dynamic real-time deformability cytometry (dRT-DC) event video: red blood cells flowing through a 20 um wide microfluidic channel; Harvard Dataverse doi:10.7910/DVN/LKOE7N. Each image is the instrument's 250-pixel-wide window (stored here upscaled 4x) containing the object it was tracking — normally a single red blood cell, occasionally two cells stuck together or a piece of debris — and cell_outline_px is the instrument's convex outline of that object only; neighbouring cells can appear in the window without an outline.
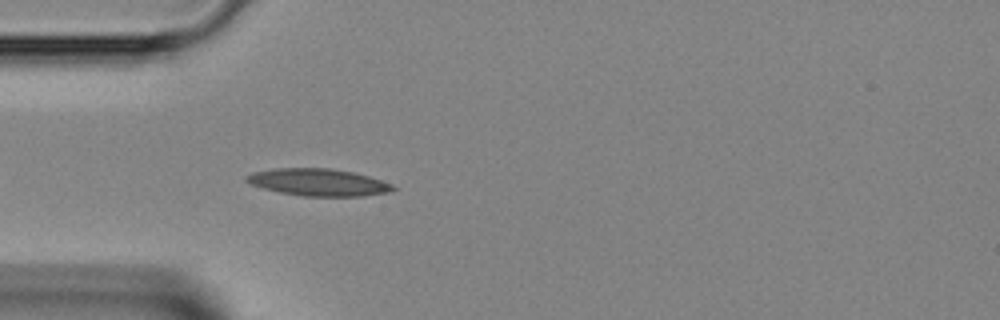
{"species": "Egyptian fruit bat (a non-hibernating species)", "species_latin": "Rousettus aegyptiacus", "temperature_condition": "room temperature", "stored_images_in_passage": 15, "camera_frame_rate_fps": 3000, "um_per_image_px": 0.085, "animal": {"sex": "female"}, "frame": {"image": 1, "passage_image": 4, "time_ms": 1.0, "image_size_px": [1000, 320], "cell_outline_px": [[396, 188], [388, 192], [364, 196], [304, 196], [280, 192], [264, 188], [252, 184], [244, 180], [244, 176], [252, 172], [272, 168], [328, 168], [352, 172], [368, 176], [392, 184]], "centroid_in_image_um": [27.02, 15.49], "position_along_channel_um": 58.0, "area_um2": 23.06}}
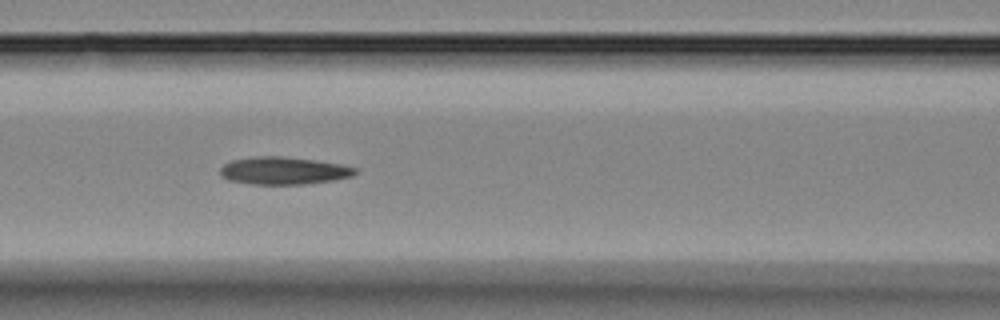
{"frame": {"image": 2, "passage_image": 10, "time_ms": 3.0, "image_size_px": [1000, 320], "cell_outline_px": [[356, 172], [352, 176], [332, 180], [304, 184], [252, 184], [228, 180], [220, 176], [220, 168], [224, 164], [232, 160], [256, 156], [280, 156], [344, 164], [356, 168]], "centroid_in_image_um": [24.08, 14.51], "position_along_channel_um": 142.5, "area_um2": 21.56}}
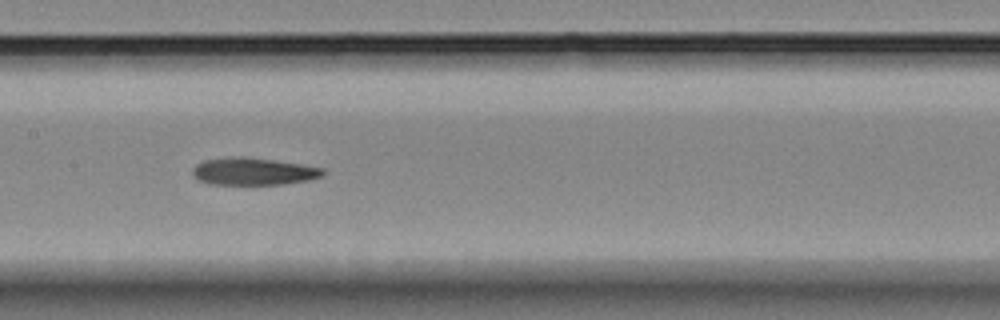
{"frame": {"image": 3, "passage_image": 13, "time_ms": 4.0, "image_size_px": [1000, 320], "cell_outline_px": [[324, 176], [308, 180], [284, 184], [208, 184], [196, 180], [192, 176], [192, 168], [196, 164], [204, 160], [232, 156], [244, 156], [300, 164], [324, 168]], "centroid_in_image_um": [21.48, 14.57], "position_along_channel_um": 185.9, "area_um2": 20.92}}